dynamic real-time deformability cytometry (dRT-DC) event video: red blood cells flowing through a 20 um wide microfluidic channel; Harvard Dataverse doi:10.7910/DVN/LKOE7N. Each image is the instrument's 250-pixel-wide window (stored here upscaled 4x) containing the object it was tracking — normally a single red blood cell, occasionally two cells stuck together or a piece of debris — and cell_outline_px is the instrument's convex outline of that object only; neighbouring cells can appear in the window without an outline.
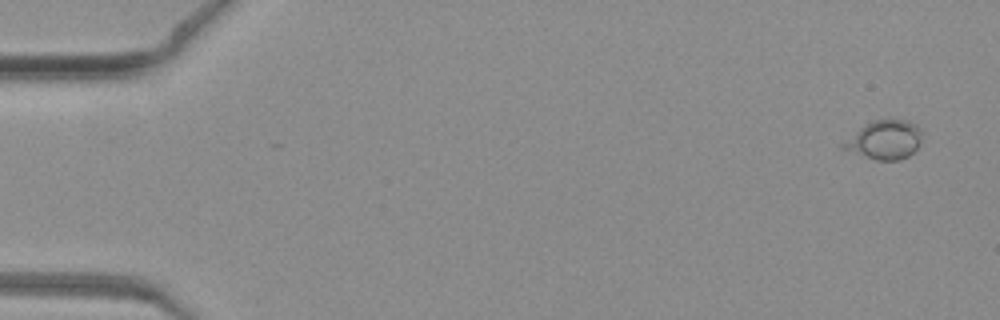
{"species": "common noctule bat (a hibernating species)", "species_latin": "Nyctalus noctula", "temperature_condition": "warm", "stored_images_in_passage": 47, "camera_frame_rate_fps": 3000, "um_per_image_px": 0.085, "animal": {"sex": "female", "body_mass_g": 19.3, "forearm_length_mm": 54.1}, "frame": {"image": 1, "passage_image": 1, "time_ms": 0.0, "image_size_px": [1000, 320], "cell_outline_px": [[920, 140], [916, 148], [908, 156], [896, 160], [876, 160], [840, 148], [840, 144], [864, 124], [872, 120], [904, 120], [916, 124], [920, 128]], "centroid_in_image_um": [75.14, 11.88], "position_along_channel_um": 9.9, "area_um2": 17.57}}
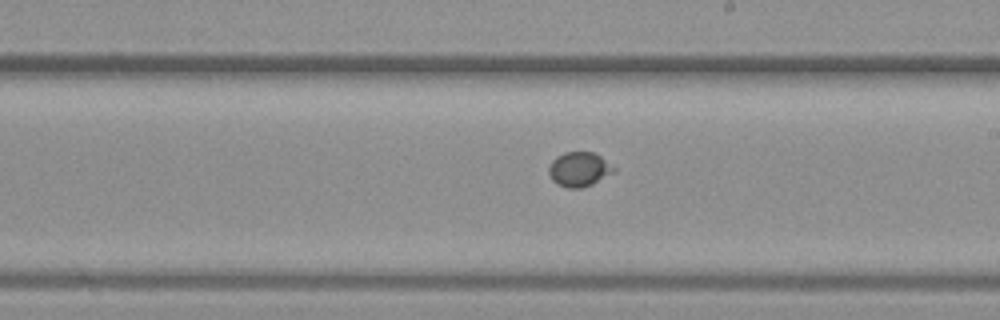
{"frame": {"image": 2, "passage_image": 27, "time_ms": 8.667, "image_size_px": [1000, 320], "cell_outline_px": [[616, 172], [592, 184], [580, 188], [568, 188], [556, 184], [552, 180], [548, 172], [548, 168], [552, 160], [556, 156], [564, 152], [592, 152], [600, 156], [616, 168]], "centroid_in_image_um": [49.22, 14.39], "position_along_channel_um": 239.8, "area_um2": 13.18}}
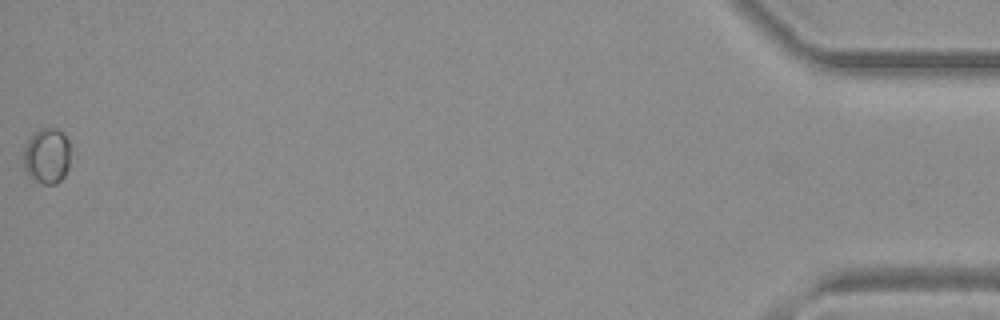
{"frame": {"image": 3, "passage_image": 47, "time_ms": 15.333, "image_size_px": [1000, 320], "cell_outline_px": [[68, 168], [64, 176], [56, 184], [44, 184], [28, 176], [24, 168], [24, 148], [28, 140], [40, 128], [56, 128], [68, 140]], "centroid_in_image_um": [3.96, 13.27], "position_along_channel_um": 431.2, "area_um2": 14.91}}